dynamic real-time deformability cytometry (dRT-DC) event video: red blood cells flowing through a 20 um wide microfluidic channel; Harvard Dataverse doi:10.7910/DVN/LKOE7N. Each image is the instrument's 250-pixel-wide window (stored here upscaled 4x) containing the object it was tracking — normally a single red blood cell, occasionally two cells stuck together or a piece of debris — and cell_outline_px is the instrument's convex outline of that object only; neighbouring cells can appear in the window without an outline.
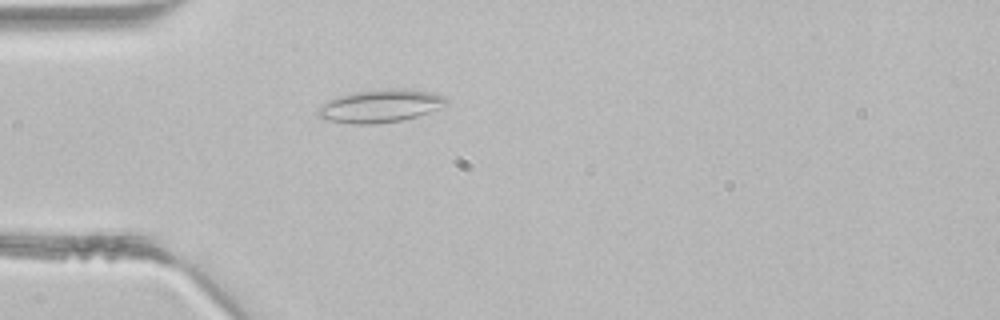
{"species": "common noctule bat (a hibernating species)", "species_latin": "Nyctalus noctula", "temperature_condition": "room temperature", "stored_images_in_passage": 2, "camera_frame_rate_fps": 3000, "um_per_image_px": 0.085, "animal": {"sex": "male", "body_mass_g": 21.5, "forearm_length_mm": 52.0}, "frame": {"image": 1, "passage_image": 2, "time_ms": 0.333, "image_size_px": [1000, 320], "cell_outline_px": [[448, 104], [428, 112], [404, 120], [376, 124], [352, 124], [332, 120], [316, 116], [316, 112], [324, 104], [340, 96], [356, 92], [392, 88], [404, 88], [428, 92], [444, 96], [448, 100]], "centroid_in_image_um": [32.37, 9.01], "position_along_channel_um": 52.6, "area_um2": 24.16}}